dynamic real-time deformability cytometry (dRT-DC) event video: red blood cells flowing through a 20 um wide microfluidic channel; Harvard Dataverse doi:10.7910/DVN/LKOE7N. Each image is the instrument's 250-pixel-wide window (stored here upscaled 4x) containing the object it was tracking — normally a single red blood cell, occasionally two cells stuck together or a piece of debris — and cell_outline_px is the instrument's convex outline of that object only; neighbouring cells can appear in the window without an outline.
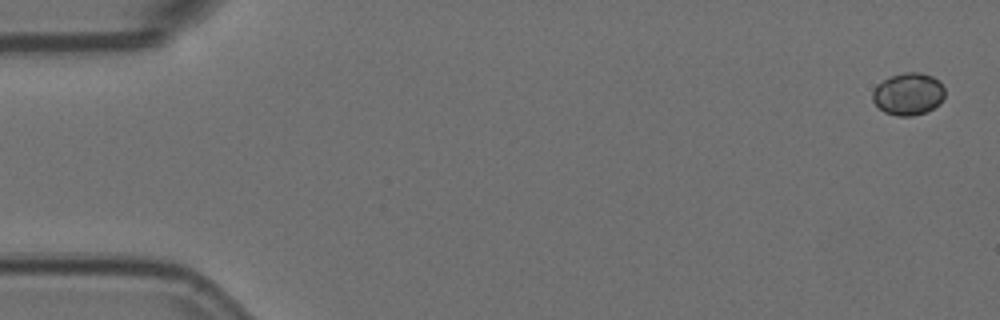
{"species": "Egyptian fruit bat (a non-hibernating species)", "species_latin": "Rousettus aegyptiacus", "temperature_condition": "room temperature", "stored_images_in_passage": 6, "camera_frame_rate_fps": 3000, "um_per_image_px": 0.085, "animal": {"sex": "female"}, "frame": {"image": 1, "passage_image": 1, "time_ms": 0.0, "image_size_px": [1000, 320], "cell_outline_px": [[944, 96], [940, 104], [924, 112], [912, 116], [896, 116], [884, 112], [872, 100], [872, 92], [876, 84], [892, 76], [904, 72], [920, 72], [932, 76], [940, 80], [944, 88]], "centroid_in_image_um": [77.21, 7.98], "position_along_channel_um": 7.8, "area_um2": 17.86}}